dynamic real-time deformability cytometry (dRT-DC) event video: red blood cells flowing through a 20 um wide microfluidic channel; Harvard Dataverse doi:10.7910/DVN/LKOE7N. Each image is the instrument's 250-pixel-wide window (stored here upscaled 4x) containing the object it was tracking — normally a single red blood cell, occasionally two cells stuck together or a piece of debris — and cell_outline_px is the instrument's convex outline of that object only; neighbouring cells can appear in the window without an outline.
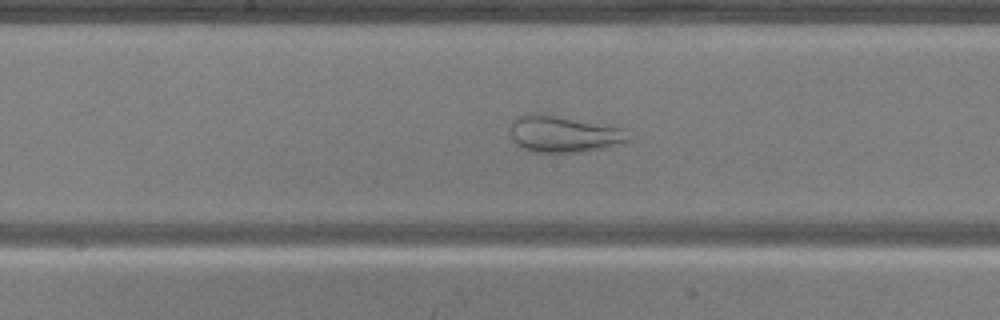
{"species": "common noctule bat (a hibernating species)", "species_latin": "Nyctalus noctula", "temperature_condition": "warm", "stored_images_in_passage": 50, "camera_frame_rate_fps": 3000, "um_per_image_px": 0.085, "animal": {"sex": "male", "body_mass_g": 20.5, "forearm_length_mm": 52.5}, "frame": {"image": 1, "passage_image": 25, "time_ms": 8.0, "image_size_px": [1000, 320], "cell_outline_px": [[632, 140], [624, 144], [604, 148], [580, 152], [532, 152], [520, 148], [512, 140], [512, 120], [516, 116], [532, 112], [540, 112], [624, 128]], "centroid_in_image_um": [47.93, 11.38], "position_along_channel_um": 200.3, "area_um2": 25.72}}
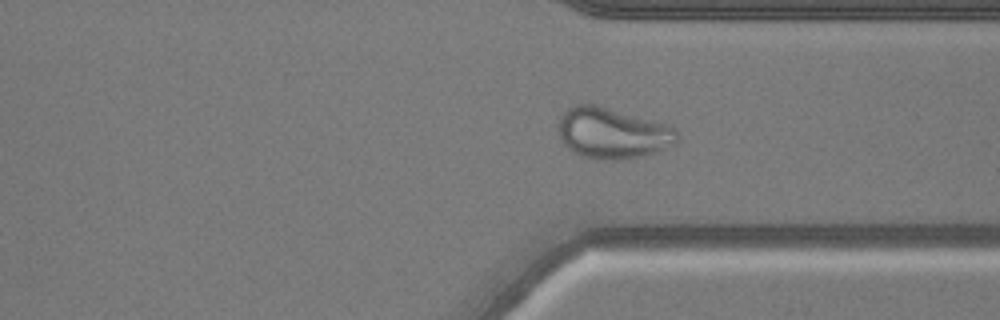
{"frame": {"image": 2, "passage_image": 37, "time_ms": 12.0, "image_size_px": [1000, 320], "cell_outline_px": [[680, 136], [672, 144], [656, 152], [644, 156], [616, 160], [596, 160], [584, 156], [568, 148], [560, 140], [556, 124], [564, 108], [572, 104], [596, 104], [668, 124], [676, 128]], "centroid_in_image_um": [52.01, 11.29], "position_along_channel_um": 359.4, "area_um2": 35.78}}
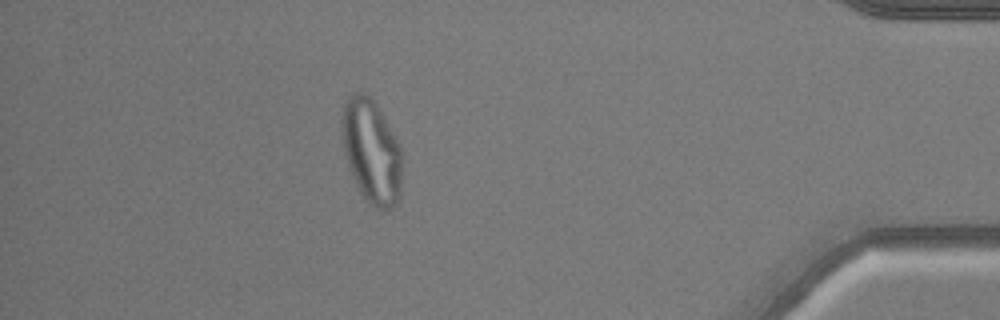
{"frame": {"image": 3, "passage_image": 44, "time_ms": 14.333, "image_size_px": [1000, 320], "cell_outline_px": [[400, 196], [396, 204], [392, 208], [380, 212], [360, 192], [348, 168], [344, 156], [340, 128], [340, 124], [344, 100], [352, 92], [364, 92], [376, 104], [400, 144]], "centroid_in_image_um": [31.53, 12.84], "position_along_channel_um": 403.7, "area_um2": 36.76}}